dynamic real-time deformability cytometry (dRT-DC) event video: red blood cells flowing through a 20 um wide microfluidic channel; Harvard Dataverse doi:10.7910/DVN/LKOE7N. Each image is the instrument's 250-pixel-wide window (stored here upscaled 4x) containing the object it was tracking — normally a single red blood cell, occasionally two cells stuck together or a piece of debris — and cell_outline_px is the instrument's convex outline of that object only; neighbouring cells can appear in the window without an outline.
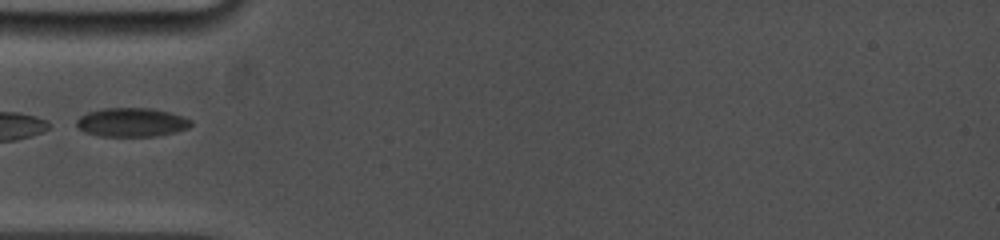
{"species": "common noctule bat (a hibernating species)", "species_latin": "Nyctalus noctula", "temperature_condition": "cold", "stored_images_in_passage": 18, "camera_frame_rate_fps": 5000, "um_per_image_px": 0.085, "animal": {"sex": "female", "body_mass_g": 19.0, "forearm_length_mm": 53.3}, "frame": {"image": 1, "passage_image": 1, "time_ms": 0.0, "image_size_px": [1000, 240], "cell_outline_px": [[192, 124], [188, 128], [156, 136], [100, 136], [84, 132], [76, 124], [76, 120], [80, 116], [88, 112], [104, 108], [148, 108], [168, 112], [192, 120]], "centroid_in_image_um": [11.16, 10.4], "position_along_channel_um": 73.8, "area_um2": 19.02}}
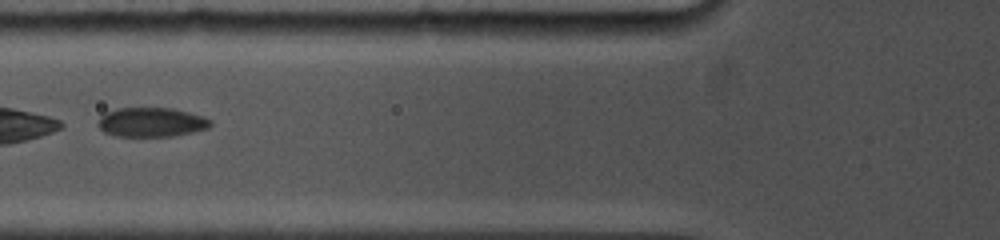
{"frame": {"image": 2, "passage_image": 3, "time_ms": 1.0, "image_size_px": [1000, 240], "cell_outline_px": [[212, 124], [208, 128], [192, 132], [172, 136], [116, 136], [104, 132], [96, 124], [100, 116], [104, 112], [116, 108], [172, 108], [188, 112], [212, 120]], "centroid_in_image_um": [12.82, 10.38], "position_along_channel_um": 113.0, "area_um2": 19.25}}